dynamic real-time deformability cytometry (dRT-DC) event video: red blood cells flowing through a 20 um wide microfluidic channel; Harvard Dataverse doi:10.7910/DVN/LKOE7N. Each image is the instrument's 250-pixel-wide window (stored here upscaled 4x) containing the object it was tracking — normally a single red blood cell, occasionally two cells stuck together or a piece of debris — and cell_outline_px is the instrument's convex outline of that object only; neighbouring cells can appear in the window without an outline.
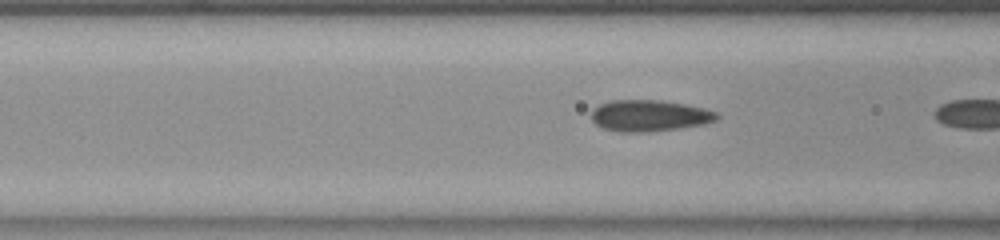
{"species": "common noctule bat (a hibernating species)", "species_latin": "Nyctalus noctula", "temperature_condition": "room temperature", "stored_images_in_passage": 9, "camera_frame_rate_fps": 3000, "um_per_image_px": 0.085, "animal": {"sex": "female", "body_mass_g": 23.0, "forearm_length_mm": 53.4}, "frame": {"image": 1, "passage_image": 8, "time_ms": 2.333, "image_size_px": [1000, 240], "cell_outline_px": [[720, 116], [716, 120], [704, 124], [648, 132], [624, 132], [604, 128], [596, 124], [592, 120], [592, 112], [600, 104], [612, 100], [660, 100], [684, 104], [704, 108], [716, 112]], "centroid_in_image_um": [55.22, 9.83], "position_along_channel_um": 111.4, "area_um2": 22.66}}